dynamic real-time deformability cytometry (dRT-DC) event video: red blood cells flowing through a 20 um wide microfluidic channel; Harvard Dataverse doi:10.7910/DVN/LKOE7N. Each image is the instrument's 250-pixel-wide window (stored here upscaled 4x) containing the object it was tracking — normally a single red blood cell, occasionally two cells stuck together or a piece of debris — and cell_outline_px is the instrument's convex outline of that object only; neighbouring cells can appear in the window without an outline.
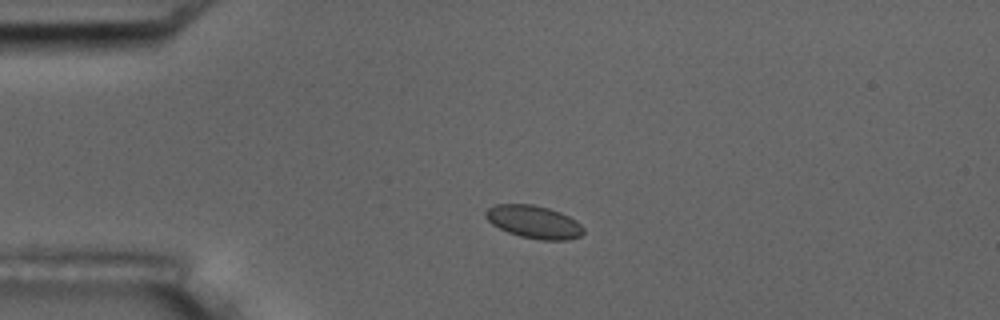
{"species": "common noctule bat (a hibernating species)", "species_latin": "Nyctalus noctula", "temperature_condition": "room temperature", "stored_images_in_passage": 2, "camera_frame_rate_fps": 3000, "um_per_image_px": 0.085, "animal": {"sex": "male", "body_mass_g": 17.5, "forearm_length_mm": 52.3}, "frame": {"image": 1, "passage_image": 2, "time_ms": 1.333, "image_size_px": [1000, 320], "cell_outline_px": [[584, 232], [580, 236], [568, 240], [540, 240], [520, 236], [508, 232], [492, 224], [484, 216], [484, 212], [488, 208], [496, 204], [532, 204], [548, 208], [560, 212], [576, 220], [584, 228]], "centroid_in_image_um": [45.38, 18.86], "position_along_channel_um": 39.6, "area_um2": 18.73}}